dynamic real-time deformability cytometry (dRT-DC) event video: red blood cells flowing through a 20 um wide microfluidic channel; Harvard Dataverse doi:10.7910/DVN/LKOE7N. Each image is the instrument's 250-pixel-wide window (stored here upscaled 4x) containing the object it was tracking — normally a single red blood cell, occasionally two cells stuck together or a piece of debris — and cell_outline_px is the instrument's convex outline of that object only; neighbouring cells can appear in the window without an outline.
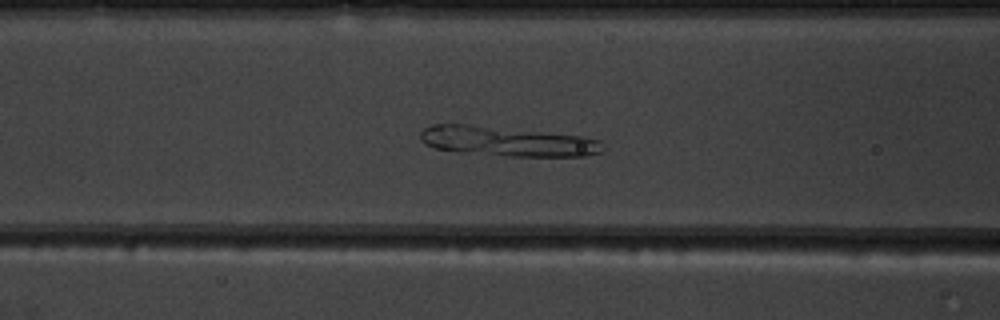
{"species": "common noctule bat (a hibernating species)", "species_latin": "Nyctalus noctula", "temperature_condition": "warm", "stored_images_in_passage": 56, "camera_frame_rate_fps": 3000, "um_per_image_px": 0.085, "animal": {"sex": "male", "body_mass_g": 19.5, "forearm_length_mm": 54.6}, "frame": {"image": 1, "passage_image": 24, "time_ms": 7.667, "image_size_px": [1000, 320], "cell_outline_px": [[604, 152], [584, 156], [508, 156], [460, 152], [436, 148], [424, 144], [420, 140], [420, 132], [424, 128], [432, 124], [468, 124], [584, 136], [600, 140]], "centroid_in_image_um": [43.11, 12.01], "position_along_channel_um": 123.5, "area_um2": 31.67}}
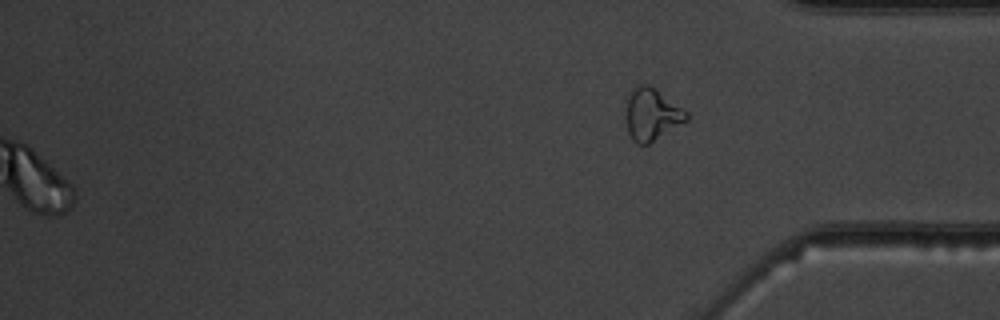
{"frame": {"image": 2, "passage_image": 56, "time_ms": 18.333, "image_size_px": [1000, 320], "cell_outline_px": [[688, 120], [648, 144], [636, 144], [632, 140], [628, 132], [624, 120], [624, 116], [628, 92], [636, 84], [648, 84], [656, 88], [688, 112]], "centroid_in_image_um": [55.35, 9.7], "position_along_channel_um": 379.9, "area_um2": 18.84}}